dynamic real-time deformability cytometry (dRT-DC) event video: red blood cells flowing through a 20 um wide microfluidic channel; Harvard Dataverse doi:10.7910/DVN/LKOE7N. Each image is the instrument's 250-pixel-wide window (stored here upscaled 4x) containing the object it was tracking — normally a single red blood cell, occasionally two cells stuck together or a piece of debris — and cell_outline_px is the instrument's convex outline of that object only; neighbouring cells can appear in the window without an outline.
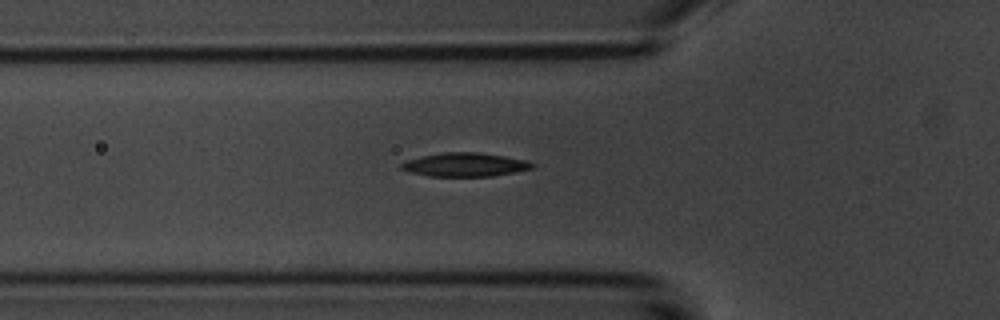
{"species": "common noctule bat (a hibernating species)", "species_latin": "Nyctalus noctula", "temperature_condition": "room temperature", "stored_images_in_passage": 32, "camera_frame_rate_fps": 3000, "um_per_image_px": 0.085, "animal": {"sex": "male", "body_mass_g": 20.1, "forearm_length_mm": 53.5}, "frame": {"image": 1, "passage_image": 2, "time_ms": 0.333, "image_size_px": [1000, 320], "cell_outline_px": [[536, 164], [532, 168], [516, 172], [492, 176], [428, 176], [408, 172], [400, 168], [400, 164], [404, 160], [440, 152], [480, 152], [528, 160]], "centroid_in_image_um": [39.5, 13.99], "position_along_channel_um": 86.3, "area_um2": 18.32}}
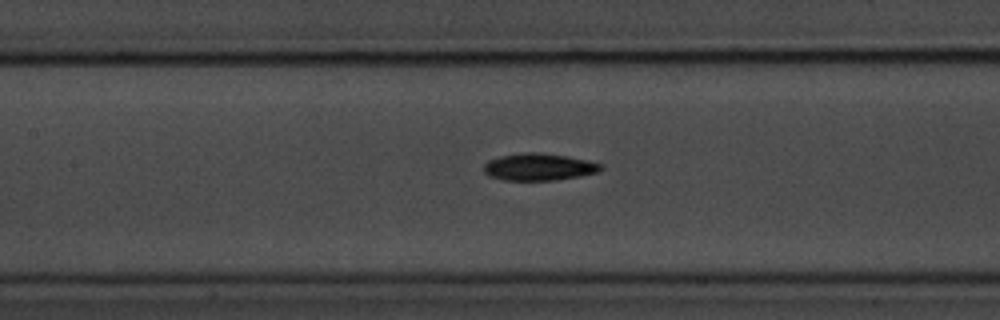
{"frame": {"image": 2, "passage_image": 8, "time_ms": 2.333, "image_size_px": [1000, 320], "cell_outline_px": [[604, 168], [600, 172], [580, 176], [556, 180], [504, 180], [488, 176], [484, 172], [484, 164], [488, 160], [500, 156], [528, 152], [536, 152], [564, 156], [584, 160], [600, 164]], "centroid_in_image_um": [45.78, 14.2], "position_along_channel_um": 161.6, "area_um2": 18.32}}
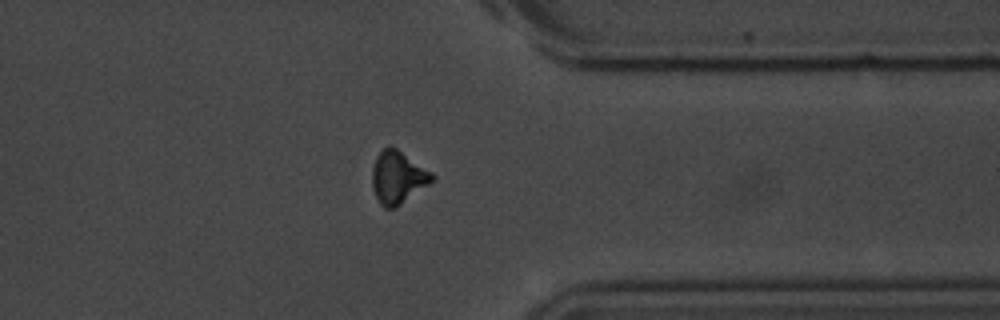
{"frame": {"image": 3, "passage_image": 26, "time_ms": 8.333, "image_size_px": [1000, 320], "cell_outline_px": [[436, 176], [428, 184], [396, 208], [384, 208], [380, 204], [372, 188], [372, 168], [376, 156], [388, 144], [396, 148], [432, 172]], "centroid_in_image_um": [33.79, 15.07], "position_along_channel_um": 377.6, "area_um2": 18.26}}